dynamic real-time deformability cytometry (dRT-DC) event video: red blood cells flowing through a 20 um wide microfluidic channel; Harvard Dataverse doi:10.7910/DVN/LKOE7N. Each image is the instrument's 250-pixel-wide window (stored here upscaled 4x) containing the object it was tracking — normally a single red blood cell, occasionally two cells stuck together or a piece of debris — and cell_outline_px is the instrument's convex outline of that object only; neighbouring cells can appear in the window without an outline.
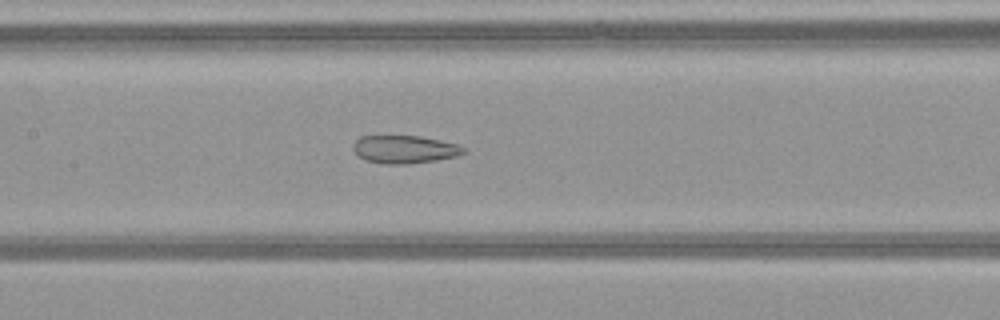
{"species": "common noctule bat (a hibernating species)", "species_latin": "Nyctalus noctula", "temperature_condition": "warm", "stored_images_in_passage": 51, "camera_frame_rate_fps": 3000, "um_per_image_px": 0.085, "animal": {"sex": "female", "body_mass_g": 21.9}, "frame": {"image": 1, "passage_image": 25, "time_ms": 8.0, "image_size_px": [1000, 320], "cell_outline_px": [[468, 152], [460, 156], [436, 160], [408, 164], [380, 164], [364, 160], [356, 156], [352, 148], [352, 144], [360, 136], [420, 136], [440, 140], [456, 144], [464, 148]], "centroid_in_image_um": [34.36, 12.71], "position_along_channel_um": 173.0, "area_um2": 18.32}}
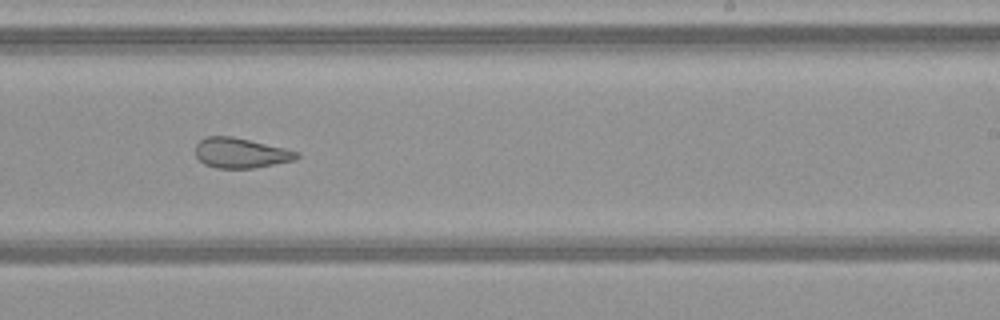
{"frame": {"image": 2, "passage_image": 32, "time_ms": 10.333, "image_size_px": [1000, 320], "cell_outline_px": [[300, 156], [296, 160], [252, 168], [216, 168], [204, 164], [196, 156], [196, 144], [204, 136], [232, 136], [284, 148], [300, 152]], "centroid_in_image_um": [20.46, 13.0], "position_along_channel_um": 268.5, "area_um2": 17.74}}
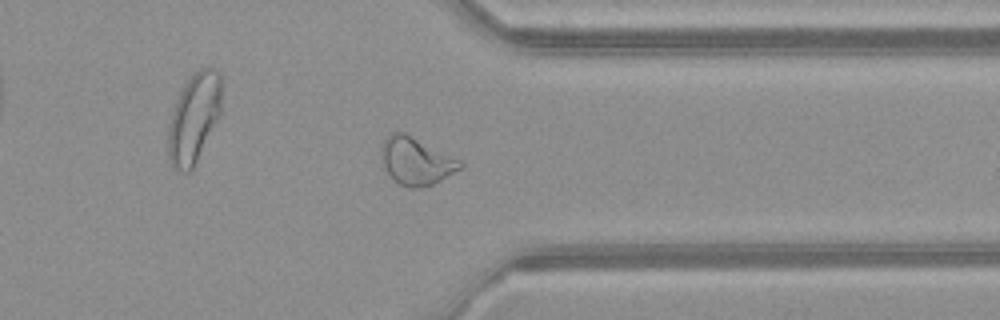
{"frame": {"image": 3, "passage_image": 40, "time_ms": 13.0, "image_size_px": [1000, 320], "cell_outline_px": [[464, 168], [432, 184], [416, 188], [412, 188], [400, 184], [388, 172], [380, 156], [384, 140], [392, 132], [404, 132], [460, 160], [464, 164]], "centroid_in_image_um": [35.4, 13.69], "position_along_channel_um": 376.0, "area_um2": 21.33}, "authors_computed_cell_mechanics": {"area_um2": 24.0448, "velocity_mm_per_s": 4.1096, "shape_relaxation_time_tau1_ms": null, "shape_relaxation_time_tau2_ms": 2.2346, "deformation_change_tau1": null, "deformation_change_tau2": 0.1112}}